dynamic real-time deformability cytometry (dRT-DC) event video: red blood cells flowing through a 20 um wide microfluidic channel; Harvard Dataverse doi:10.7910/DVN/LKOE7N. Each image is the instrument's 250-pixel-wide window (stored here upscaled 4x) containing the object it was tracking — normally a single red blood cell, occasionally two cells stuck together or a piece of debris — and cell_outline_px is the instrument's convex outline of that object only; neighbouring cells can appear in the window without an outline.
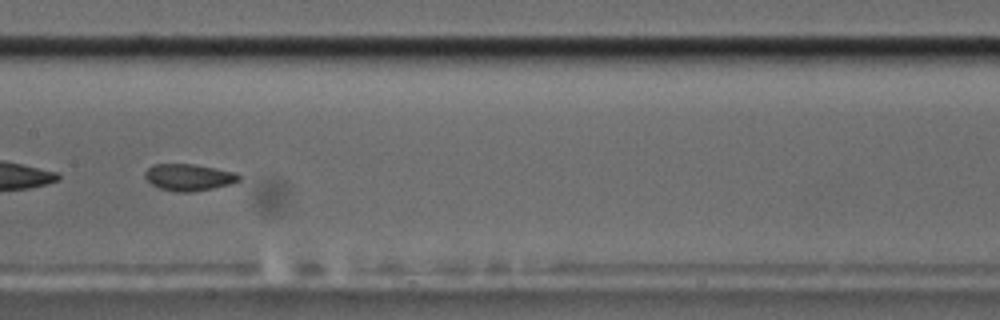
{"species": "common noctule bat (a hibernating species)", "species_latin": "Nyctalus noctula", "temperature_condition": "cold", "stored_images_in_passage": 49, "camera_frame_rate_fps": 3000, "um_per_image_px": 0.085, "animal": {"sex": "male", "body_mass_g": 17.5, "forearm_length_mm": 52.3}, "frame": {"image": 1, "passage_image": 22, "time_ms": 7.0, "image_size_px": [1000, 320], "cell_outline_px": [[240, 180], [232, 184], [192, 192], [176, 192], [160, 188], [152, 184], [144, 176], [144, 172], [152, 164], [192, 164], [216, 168], [236, 172], [240, 176]], "centroid_in_image_um": [16.06, 15.06], "position_along_channel_um": 191.3, "area_um2": 14.68}}